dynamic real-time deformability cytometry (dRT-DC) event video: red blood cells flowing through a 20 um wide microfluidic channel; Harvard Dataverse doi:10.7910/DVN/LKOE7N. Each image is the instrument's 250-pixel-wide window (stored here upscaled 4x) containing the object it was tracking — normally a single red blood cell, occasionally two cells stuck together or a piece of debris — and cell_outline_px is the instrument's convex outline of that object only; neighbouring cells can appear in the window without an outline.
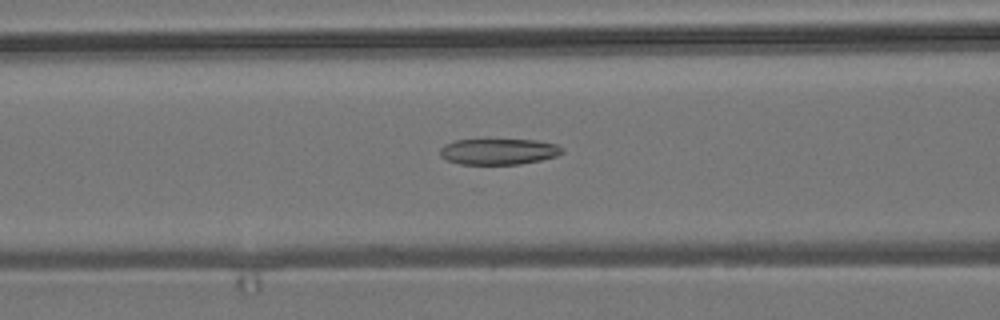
{"species": "common noctule bat (a hibernating species)", "species_latin": "Nyctalus noctula", "temperature_condition": "room temperature", "stored_images_in_passage": 43, "camera_frame_rate_fps": 3000, "um_per_image_px": 0.085, "animal": {"sex": "male", "body_mass_g": 19.2, "forearm_length_mm": 51.8}, "frame": {"image": 1, "passage_image": 10, "time_ms": 3.0, "image_size_px": [1000, 320], "cell_outline_px": [[564, 152], [556, 156], [540, 160], [520, 164], [460, 164], [448, 160], [440, 156], [440, 148], [444, 144], [456, 140], [488, 136], [536, 140], [556, 144], [564, 148]], "centroid_in_image_um": [42.36, 12.82], "position_along_channel_um": 124.2, "area_um2": 19.59}}
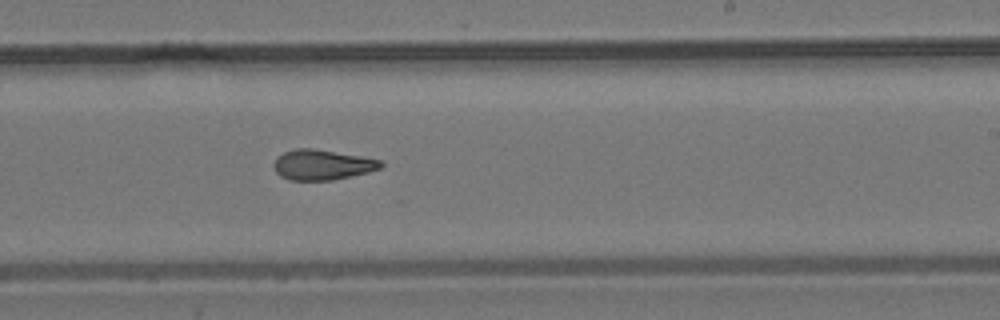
{"frame": {"image": 2, "passage_image": 21, "time_ms": 6.667, "image_size_px": [1000, 320], "cell_outline_px": [[384, 164], [380, 168], [368, 172], [332, 180], [288, 180], [280, 176], [276, 172], [272, 164], [276, 156], [284, 152], [296, 148], [312, 148], [384, 160]], "centroid_in_image_um": [27.36, 14.0], "position_along_channel_um": 261.6, "area_um2": 18.96}}
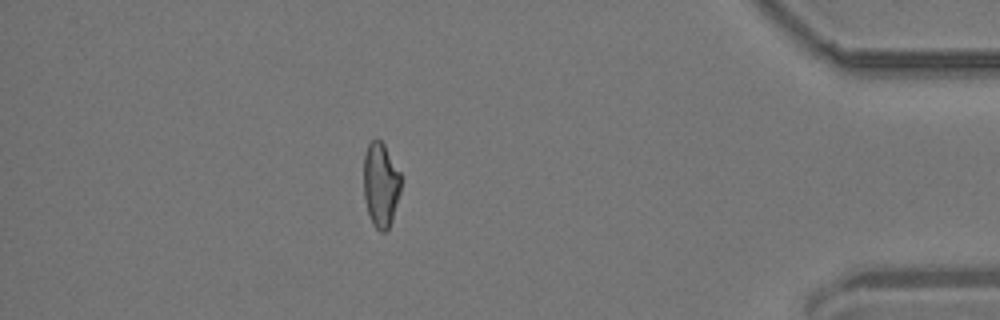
{"frame": {"image": 3, "passage_image": 36, "time_ms": 11.667, "image_size_px": [1000, 320], "cell_outline_px": [[400, 192], [392, 220], [388, 228], [384, 232], [380, 232], [372, 224], [368, 212], [364, 196], [364, 156], [368, 144], [376, 136], [384, 144], [400, 172]], "centroid_in_image_um": [32.35, 15.69], "position_along_channel_um": 402.8, "area_um2": 18.32}, "authors_computed_cell_mechanics": {"area_um2": 19.2474, "velocity_mm_per_s": 3.7455, "shape_relaxation_time_tau1_ms": null, "shape_relaxation_time_tau2_ms": 3.7804, "deformation_change_tau1": null, "deformation_change_tau2": 0.1196}}